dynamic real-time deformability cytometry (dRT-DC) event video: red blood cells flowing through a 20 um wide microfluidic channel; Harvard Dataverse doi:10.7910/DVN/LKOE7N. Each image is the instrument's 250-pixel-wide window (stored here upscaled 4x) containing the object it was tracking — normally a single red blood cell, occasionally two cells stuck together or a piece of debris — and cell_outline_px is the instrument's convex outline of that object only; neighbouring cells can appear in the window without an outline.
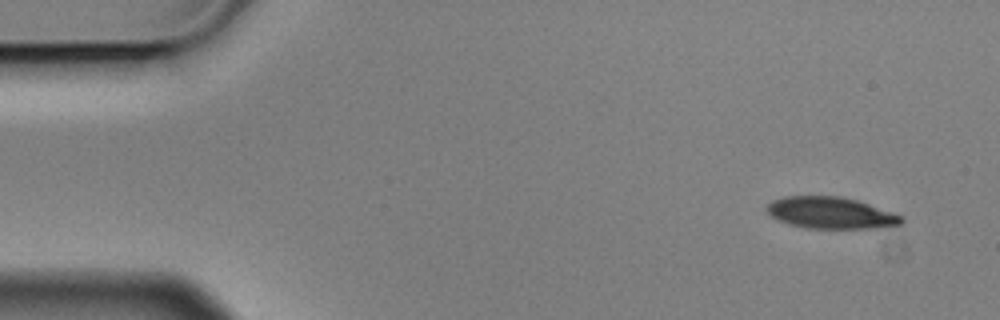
{"species": "Egyptian fruit bat (a non-hibernating species)", "species_latin": "Rousettus aegyptiacus", "temperature_condition": "cold", "stored_images_in_passage": 4, "camera_frame_rate_fps": 3000, "um_per_image_px": 0.085, "animal": {"sex": "male"}, "frame": {"image": 1, "passage_image": 1, "time_ms": 0.0, "image_size_px": [1000, 320], "cell_outline_px": [[904, 220], [900, 224], [876, 228], [804, 228], [788, 224], [776, 220], [768, 212], [768, 204], [772, 200], [784, 196], [840, 196], [856, 200], [904, 216]], "centroid_in_image_um": [70.6, 18.1], "position_along_channel_um": 14.4, "area_um2": 24.74}}
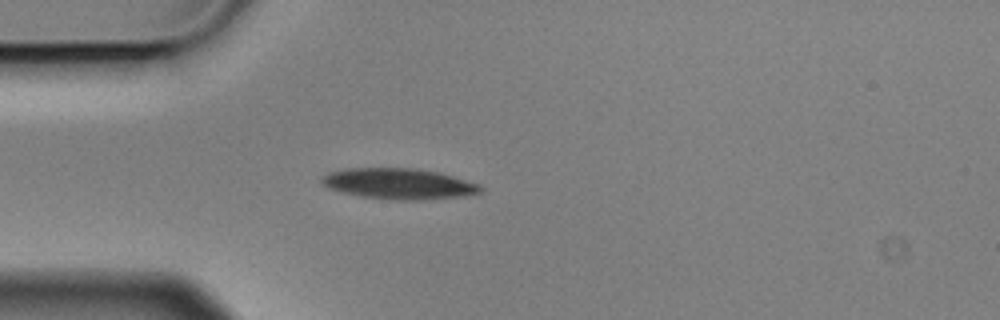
{"frame": {"image": 2, "passage_image": 4, "time_ms": 1.0, "image_size_px": [1000, 320], "cell_outline_px": [[484, 188], [480, 192], [464, 196], [416, 200], [396, 200], [360, 196], [328, 188], [320, 180], [320, 176], [328, 172], [348, 168], [408, 168], [436, 172], [452, 176], [480, 184]], "centroid_in_image_um": [33.88, 15.62], "position_along_channel_um": 51.1, "area_um2": 28.26}}